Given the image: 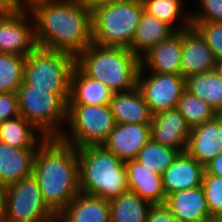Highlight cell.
<instances>
[{"mask_svg": "<svg viewBox=\"0 0 222 222\" xmlns=\"http://www.w3.org/2000/svg\"><path fill=\"white\" fill-rule=\"evenodd\" d=\"M29 12L40 48L76 57L93 43L92 10L80 0H38Z\"/></svg>", "mask_w": 222, "mask_h": 222, "instance_id": "obj_1", "label": "cell"}, {"mask_svg": "<svg viewBox=\"0 0 222 222\" xmlns=\"http://www.w3.org/2000/svg\"><path fill=\"white\" fill-rule=\"evenodd\" d=\"M32 175L46 206L61 213L80 192L77 149L60 138H47L36 152Z\"/></svg>", "mask_w": 222, "mask_h": 222, "instance_id": "obj_2", "label": "cell"}, {"mask_svg": "<svg viewBox=\"0 0 222 222\" xmlns=\"http://www.w3.org/2000/svg\"><path fill=\"white\" fill-rule=\"evenodd\" d=\"M80 192L112 200L130 191L125 162L103 145L77 148Z\"/></svg>", "mask_w": 222, "mask_h": 222, "instance_id": "obj_3", "label": "cell"}, {"mask_svg": "<svg viewBox=\"0 0 222 222\" xmlns=\"http://www.w3.org/2000/svg\"><path fill=\"white\" fill-rule=\"evenodd\" d=\"M75 65L86 76L101 81L113 92L137 86L140 58L126 47L91 43L75 57Z\"/></svg>", "mask_w": 222, "mask_h": 222, "instance_id": "obj_4", "label": "cell"}, {"mask_svg": "<svg viewBox=\"0 0 222 222\" xmlns=\"http://www.w3.org/2000/svg\"><path fill=\"white\" fill-rule=\"evenodd\" d=\"M142 0H119L92 10L93 43L129 48L140 17Z\"/></svg>", "mask_w": 222, "mask_h": 222, "instance_id": "obj_5", "label": "cell"}, {"mask_svg": "<svg viewBox=\"0 0 222 222\" xmlns=\"http://www.w3.org/2000/svg\"><path fill=\"white\" fill-rule=\"evenodd\" d=\"M69 95L34 89L22 82L17 90L19 115L47 138H59L67 123Z\"/></svg>", "mask_w": 222, "mask_h": 222, "instance_id": "obj_6", "label": "cell"}, {"mask_svg": "<svg viewBox=\"0 0 222 222\" xmlns=\"http://www.w3.org/2000/svg\"><path fill=\"white\" fill-rule=\"evenodd\" d=\"M75 56L65 51L37 47L25 60L23 82L50 93H70Z\"/></svg>", "mask_w": 222, "mask_h": 222, "instance_id": "obj_7", "label": "cell"}, {"mask_svg": "<svg viewBox=\"0 0 222 222\" xmlns=\"http://www.w3.org/2000/svg\"><path fill=\"white\" fill-rule=\"evenodd\" d=\"M115 125L109 105H68L67 129L59 138L76 149L102 145Z\"/></svg>", "mask_w": 222, "mask_h": 222, "instance_id": "obj_8", "label": "cell"}, {"mask_svg": "<svg viewBox=\"0 0 222 222\" xmlns=\"http://www.w3.org/2000/svg\"><path fill=\"white\" fill-rule=\"evenodd\" d=\"M52 213L33 175L5 187L0 210L5 222H39Z\"/></svg>", "mask_w": 222, "mask_h": 222, "instance_id": "obj_9", "label": "cell"}, {"mask_svg": "<svg viewBox=\"0 0 222 222\" xmlns=\"http://www.w3.org/2000/svg\"><path fill=\"white\" fill-rule=\"evenodd\" d=\"M137 87L153 115L176 108L186 90L182 75L149 71H138Z\"/></svg>", "mask_w": 222, "mask_h": 222, "instance_id": "obj_10", "label": "cell"}, {"mask_svg": "<svg viewBox=\"0 0 222 222\" xmlns=\"http://www.w3.org/2000/svg\"><path fill=\"white\" fill-rule=\"evenodd\" d=\"M34 20L28 11L0 16V53L27 57L37 48Z\"/></svg>", "mask_w": 222, "mask_h": 222, "instance_id": "obj_11", "label": "cell"}, {"mask_svg": "<svg viewBox=\"0 0 222 222\" xmlns=\"http://www.w3.org/2000/svg\"><path fill=\"white\" fill-rule=\"evenodd\" d=\"M151 139L163 146L186 151L191 128L177 108L155 113L150 123Z\"/></svg>", "mask_w": 222, "mask_h": 222, "instance_id": "obj_12", "label": "cell"}, {"mask_svg": "<svg viewBox=\"0 0 222 222\" xmlns=\"http://www.w3.org/2000/svg\"><path fill=\"white\" fill-rule=\"evenodd\" d=\"M150 139V124L122 123L115 125L102 145L126 162L135 159Z\"/></svg>", "mask_w": 222, "mask_h": 222, "instance_id": "obj_13", "label": "cell"}, {"mask_svg": "<svg viewBox=\"0 0 222 222\" xmlns=\"http://www.w3.org/2000/svg\"><path fill=\"white\" fill-rule=\"evenodd\" d=\"M217 61L206 40L194 28L182 31L181 75L189 76L216 69Z\"/></svg>", "mask_w": 222, "mask_h": 222, "instance_id": "obj_14", "label": "cell"}, {"mask_svg": "<svg viewBox=\"0 0 222 222\" xmlns=\"http://www.w3.org/2000/svg\"><path fill=\"white\" fill-rule=\"evenodd\" d=\"M182 31H175L140 58L139 71L181 75Z\"/></svg>", "mask_w": 222, "mask_h": 222, "instance_id": "obj_15", "label": "cell"}, {"mask_svg": "<svg viewBox=\"0 0 222 222\" xmlns=\"http://www.w3.org/2000/svg\"><path fill=\"white\" fill-rule=\"evenodd\" d=\"M205 166L181 152L173 163L161 174L163 189L166 194L192 189L202 185Z\"/></svg>", "mask_w": 222, "mask_h": 222, "instance_id": "obj_16", "label": "cell"}, {"mask_svg": "<svg viewBox=\"0 0 222 222\" xmlns=\"http://www.w3.org/2000/svg\"><path fill=\"white\" fill-rule=\"evenodd\" d=\"M186 152L204 166L222 152V120L217 116L191 128Z\"/></svg>", "mask_w": 222, "mask_h": 222, "instance_id": "obj_17", "label": "cell"}, {"mask_svg": "<svg viewBox=\"0 0 222 222\" xmlns=\"http://www.w3.org/2000/svg\"><path fill=\"white\" fill-rule=\"evenodd\" d=\"M37 150L0 142V181L5 187L33 174Z\"/></svg>", "mask_w": 222, "mask_h": 222, "instance_id": "obj_18", "label": "cell"}, {"mask_svg": "<svg viewBox=\"0 0 222 222\" xmlns=\"http://www.w3.org/2000/svg\"><path fill=\"white\" fill-rule=\"evenodd\" d=\"M116 124H150L153 114L138 87L114 92L109 104Z\"/></svg>", "mask_w": 222, "mask_h": 222, "instance_id": "obj_19", "label": "cell"}, {"mask_svg": "<svg viewBox=\"0 0 222 222\" xmlns=\"http://www.w3.org/2000/svg\"><path fill=\"white\" fill-rule=\"evenodd\" d=\"M164 204L183 222H199L210 216L202 186L168 194Z\"/></svg>", "mask_w": 222, "mask_h": 222, "instance_id": "obj_20", "label": "cell"}, {"mask_svg": "<svg viewBox=\"0 0 222 222\" xmlns=\"http://www.w3.org/2000/svg\"><path fill=\"white\" fill-rule=\"evenodd\" d=\"M125 167L131 192L152 204L165 203L166 194L160 174L151 171L135 159L126 161Z\"/></svg>", "mask_w": 222, "mask_h": 222, "instance_id": "obj_21", "label": "cell"}, {"mask_svg": "<svg viewBox=\"0 0 222 222\" xmlns=\"http://www.w3.org/2000/svg\"><path fill=\"white\" fill-rule=\"evenodd\" d=\"M113 93L101 81L91 79L74 66L70 77L68 105H109Z\"/></svg>", "mask_w": 222, "mask_h": 222, "instance_id": "obj_22", "label": "cell"}, {"mask_svg": "<svg viewBox=\"0 0 222 222\" xmlns=\"http://www.w3.org/2000/svg\"><path fill=\"white\" fill-rule=\"evenodd\" d=\"M61 213L67 222H110L109 201L81 192Z\"/></svg>", "mask_w": 222, "mask_h": 222, "instance_id": "obj_23", "label": "cell"}, {"mask_svg": "<svg viewBox=\"0 0 222 222\" xmlns=\"http://www.w3.org/2000/svg\"><path fill=\"white\" fill-rule=\"evenodd\" d=\"M174 32L165 22L143 11L128 49L141 58L152 47L167 39Z\"/></svg>", "mask_w": 222, "mask_h": 222, "instance_id": "obj_24", "label": "cell"}, {"mask_svg": "<svg viewBox=\"0 0 222 222\" xmlns=\"http://www.w3.org/2000/svg\"><path fill=\"white\" fill-rule=\"evenodd\" d=\"M47 139L33 124L24 117L0 123V142L17 148H39Z\"/></svg>", "mask_w": 222, "mask_h": 222, "instance_id": "obj_25", "label": "cell"}, {"mask_svg": "<svg viewBox=\"0 0 222 222\" xmlns=\"http://www.w3.org/2000/svg\"><path fill=\"white\" fill-rule=\"evenodd\" d=\"M142 3L144 12L165 22L174 31L191 27L190 8L187 10L186 0H142Z\"/></svg>", "mask_w": 222, "mask_h": 222, "instance_id": "obj_26", "label": "cell"}, {"mask_svg": "<svg viewBox=\"0 0 222 222\" xmlns=\"http://www.w3.org/2000/svg\"><path fill=\"white\" fill-rule=\"evenodd\" d=\"M185 88L210 105L216 113L222 107V77L217 69L187 77Z\"/></svg>", "mask_w": 222, "mask_h": 222, "instance_id": "obj_27", "label": "cell"}, {"mask_svg": "<svg viewBox=\"0 0 222 222\" xmlns=\"http://www.w3.org/2000/svg\"><path fill=\"white\" fill-rule=\"evenodd\" d=\"M110 222H146L152 203L128 191L109 201Z\"/></svg>", "mask_w": 222, "mask_h": 222, "instance_id": "obj_28", "label": "cell"}, {"mask_svg": "<svg viewBox=\"0 0 222 222\" xmlns=\"http://www.w3.org/2000/svg\"><path fill=\"white\" fill-rule=\"evenodd\" d=\"M179 153L178 150L163 146L150 139L139 151L135 160L161 175L173 163Z\"/></svg>", "mask_w": 222, "mask_h": 222, "instance_id": "obj_29", "label": "cell"}, {"mask_svg": "<svg viewBox=\"0 0 222 222\" xmlns=\"http://www.w3.org/2000/svg\"><path fill=\"white\" fill-rule=\"evenodd\" d=\"M176 108L185 118L190 128L201 125L216 117V111L210 105L187 90L182 93Z\"/></svg>", "mask_w": 222, "mask_h": 222, "instance_id": "obj_30", "label": "cell"}, {"mask_svg": "<svg viewBox=\"0 0 222 222\" xmlns=\"http://www.w3.org/2000/svg\"><path fill=\"white\" fill-rule=\"evenodd\" d=\"M26 57L0 53V93L17 92L23 82Z\"/></svg>", "mask_w": 222, "mask_h": 222, "instance_id": "obj_31", "label": "cell"}, {"mask_svg": "<svg viewBox=\"0 0 222 222\" xmlns=\"http://www.w3.org/2000/svg\"><path fill=\"white\" fill-rule=\"evenodd\" d=\"M207 45L212 49L216 61L222 60V22L191 21Z\"/></svg>", "mask_w": 222, "mask_h": 222, "instance_id": "obj_32", "label": "cell"}, {"mask_svg": "<svg viewBox=\"0 0 222 222\" xmlns=\"http://www.w3.org/2000/svg\"><path fill=\"white\" fill-rule=\"evenodd\" d=\"M201 186L205 193L210 216H222V178L204 175Z\"/></svg>", "mask_w": 222, "mask_h": 222, "instance_id": "obj_33", "label": "cell"}, {"mask_svg": "<svg viewBox=\"0 0 222 222\" xmlns=\"http://www.w3.org/2000/svg\"><path fill=\"white\" fill-rule=\"evenodd\" d=\"M198 1L197 9H190V21L222 22V0Z\"/></svg>", "mask_w": 222, "mask_h": 222, "instance_id": "obj_34", "label": "cell"}, {"mask_svg": "<svg viewBox=\"0 0 222 222\" xmlns=\"http://www.w3.org/2000/svg\"><path fill=\"white\" fill-rule=\"evenodd\" d=\"M18 116L17 92L0 93V123Z\"/></svg>", "mask_w": 222, "mask_h": 222, "instance_id": "obj_35", "label": "cell"}, {"mask_svg": "<svg viewBox=\"0 0 222 222\" xmlns=\"http://www.w3.org/2000/svg\"><path fill=\"white\" fill-rule=\"evenodd\" d=\"M146 222H183L171 215L165 204H152Z\"/></svg>", "mask_w": 222, "mask_h": 222, "instance_id": "obj_36", "label": "cell"}, {"mask_svg": "<svg viewBox=\"0 0 222 222\" xmlns=\"http://www.w3.org/2000/svg\"><path fill=\"white\" fill-rule=\"evenodd\" d=\"M204 175H213L222 178V152L205 165Z\"/></svg>", "mask_w": 222, "mask_h": 222, "instance_id": "obj_37", "label": "cell"}, {"mask_svg": "<svg viewBox=\"0 0 222 222\" xmlns=\"http://www.w3.org/2000/svg\"><path fill=\"white\" fill-rule=\"evenodd\" d=\"M16 11H30L38 0H7Z\"/></svg>", "mask_w": 222, "mask_h": 222, "instance_id": "obj_38", "label": "cell"}, {"mask_svg": "<svg viewBox=\"0 0 222 222\" xmlns=\"http://www.w3.org/2000/svg\"><path fill=\"white\" fill-rule=\"evenodd\" d=\"M86 7H88L90 10H93L97 6L108 4L111 2H116L119 0H80Z\"/></svg>", "mask_w": 222, "mask_h": 222, "instance_id": "obj_39", "label": "cell"}, {"mask_svg": "<svg viewBox=\"0 0 222 222\" xmlns=\"http://www.w3.org/2000/svg\"><path fill=\"white\" fill-rule=\"evenodd\" d=\"M16 10L8 3L7 0H0V16H7L15 13Z\"/></svg>", "mask_w": 222, "mask_h": 222, "instance_id": "obj_40", "label": "cell"}, {"mask_svg": "<svg viewBox=\"0 0 222 222\" xmlns=\"http://www.w3.org/2000/svg\"><path fill=\"white\" fill-rule=\"evenodd\" d=\"M39 222H67L62 213H52Z\"/></svg>", "mask_w": 222, "mask_h": 222, "instance_id": "obj_41", "label": "cell"}, {"mask_svg": "<svg viewBox=\"0 0 222 222\" xmlns=\"http://www.w3.org/2000/svg\"><path fill=\"white\" fill-rule=\"evenodd\" d=\"M199 222H222V216H209Z\"/></svg>", "mask_w": 222, "mask_h": 222, "instance_id": "obj_42", "label": "cell"}, {"mask_svg": "<svg viewBox=\"0 0 222 222\" xmlns=\"http://www.w3.org/2000/svg\"><path fill=\"white\" fill-rule=\"evenodd\" d=\"M5 186L0 181V210L3 206Z\"/></svg>", "mask_w": 222, "mask_h": 222, "instance_id": "obj_43", "label": "cell"}, {"mask_svg": "<svg viewBox=\"0 0 222 222\" xmlns=\"http://www.w3.org/2000/svg\"><path fill=\"white\" fill-rule=\"evenodd\" d=\"M216 69L218 70V72L220 73L222 77V60L217 62Z\"/></svg>", "mask_w": 222, "mask_h": 222, "instance_id": "obj_44", "label": "cell"}, {"mask_svg": "<svg viewBox=\"0 0 222 222\" xmlns=\"http://www.w3.org/2000/svg\"><path fill=\"white\" fill-rule=\"evenodd\" d=\"M216 116L222 120V107L217 111Z\"/></svg>", "mask_w": 222, "mask_h": 222, "instance_id": "obj_45", "label": "cell"}, {"mask_svg": "<svg viewBox=\"0 0 222 222\" xmlns=\"http://www.w3.org/2000/svg\"><path fill=\"white\" fill-rule=\"evenodd\" d=\"M0 222H5V220L3 219L1 215H0Z\"/></svg>", "mask_w": 222, "mask_h": 222, "instance_id": "obj_46", "label": "cell"}]
</instances>
